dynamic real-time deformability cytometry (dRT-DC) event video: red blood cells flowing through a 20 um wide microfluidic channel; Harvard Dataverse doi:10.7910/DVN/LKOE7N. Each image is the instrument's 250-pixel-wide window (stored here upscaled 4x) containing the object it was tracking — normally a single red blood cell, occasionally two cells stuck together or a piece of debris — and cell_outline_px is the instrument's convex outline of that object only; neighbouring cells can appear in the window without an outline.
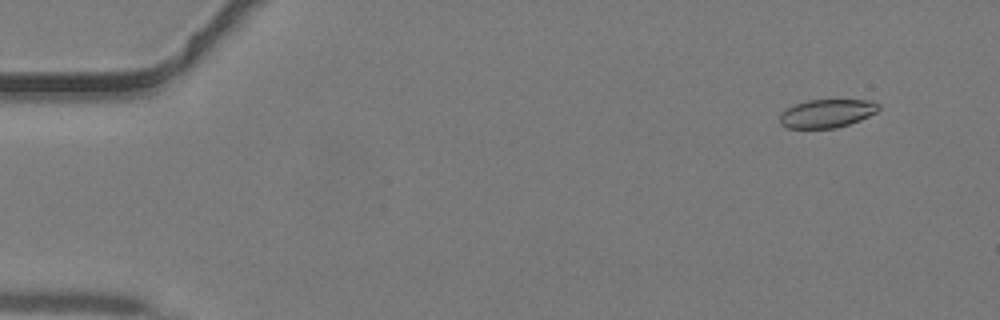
{"species": "common noctule bat (a hibernating species)", "species_latin": "Nyctalus noctula", "temperature_condition": "warm", "stored_images_in_passage": 13, "camera_frame_rate_fps": 3000, "um_per_image_px": 0.085, "animal": {"sex": "male", "body_mass_g": 19.2, "forearm_length_mm": 51.8}, "frame": {"image": 1, "passage_image": 4, "time_ms": 1.0, "image_size_px": [1000, 320], "cell_outline_px": [[880, 108], [876, 112], [860, 120], [836, 128], [788, 128], [780, 124], [780, 112], [784, 108], [792, 104], [808, 100], [872, 100], [880, 104]], "centroid_in_image_um": [70.25, 9.63], "position_along_channel_um": 14.7, "area_um2": 16.53}}
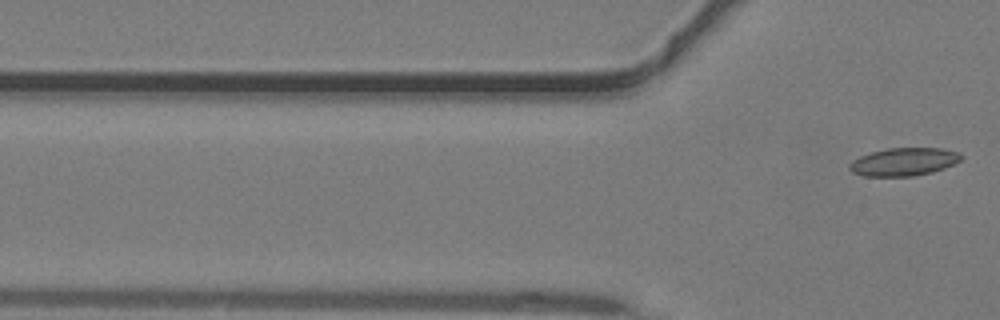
{"frame": {"image": 2, "passage_image": 13, "time_ms": 4.0, "image_size_px": [1000, 320], "cell_outline_px": [[964, 156], [960, 160], [944, 168], [932, 172], [912, 176], [864, 176], [852, 172], [848, 168], [848, 164], [852, 160], [860, 156], [872, 152], [888, 148], [944, 148], [960, 152]], "centroid_in_image_um": [76.82, 13.74], "position_along_channel_um": 49.0, "area_um2": 18.26}}